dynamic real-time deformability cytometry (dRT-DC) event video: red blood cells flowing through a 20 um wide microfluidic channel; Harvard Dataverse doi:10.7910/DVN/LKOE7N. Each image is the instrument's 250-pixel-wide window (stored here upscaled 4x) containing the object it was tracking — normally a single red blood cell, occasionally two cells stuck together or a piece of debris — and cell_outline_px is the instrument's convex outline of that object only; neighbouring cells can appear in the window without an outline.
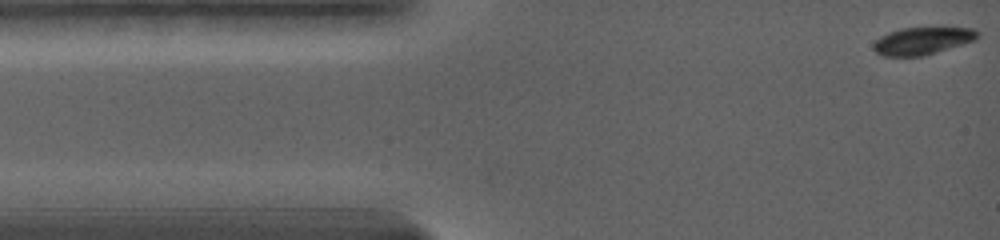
{"species": "common noctule bat (a hibernating species)", "species_latin": "Nyctalus noctula", "temperature_condition": "warm", "stored_images_in_passage": 51, "camera_frame_rate_fps": 5000, "um_per_image_px": 0.085, "animal": {"sex": "female", "body_mass_g": 19.0, "forearm_length_mm": 56.7}, "frame": {"image": 1, "passage_image": 1, "time_ms": 0.0, "image_size_px": [1000, 240], "cell_outline_px": [[976, 36], [972, 40], [960, 44], [920, 56], [884, 56], [876, 52], [876, 40], [880, 36], [888, 32], [904, 28], [972, 28], [976, 32]], "centroid_in_image_um": [78.33, 3.46], "position_along_channel_um": 6.7, "area_um2": 15.72}}
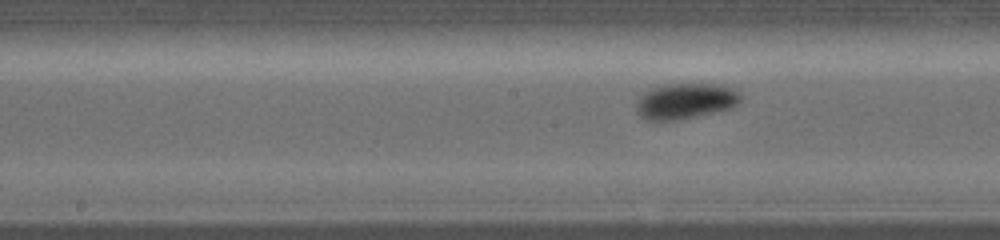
{"frame": {"image": 2, "passage_image": 25, "time_ms": 7.0, "image_size_px": [1000, 240], "cell_outline_px": [[744, 96], [732, 108], [680, 120], [644, 120], [636, 112], [636, 104], [640, 96], [644, 92], [652, 88], [668, 84], [720, 84], [740, 88]], "centroid_in_image_um": [58.33, 8.58], "position_along_channel_um": 189.9, "area_um2": 22.2}}
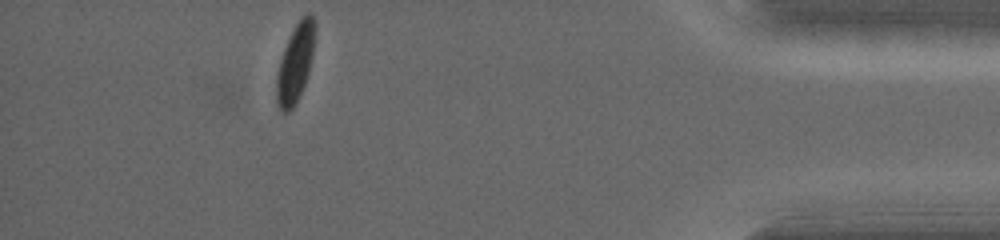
{"frame": {"image": 3, "passage_image": 51, "time_ms": 14.6, "image_size_px": [1000, 240], "cell_outline_px": [[316, 28], [312, 52], [308, 72], [304, 84], [292, 108], [288, 112], [280, 112], [276, 100], [276, 76], [280, 60], [284, 48], [300, 16], [304, 12], [312, 12], [316, 24]], "centroid_in_image_um": [25.1, 5.3], "position_along_channel_um": 410.1, "area_um2": 17.4}, "authors_computed_cell_mechanics": {"area_um2": 19.074, "velocity_mm_per_s": 3.6618, "shape_relaxation_time_tau1_ms": 1.591, "shape_relaxation_time_tau2_ms": null, "deformation_change_tau1": 0.139, "deformation_change_tau2": null}}